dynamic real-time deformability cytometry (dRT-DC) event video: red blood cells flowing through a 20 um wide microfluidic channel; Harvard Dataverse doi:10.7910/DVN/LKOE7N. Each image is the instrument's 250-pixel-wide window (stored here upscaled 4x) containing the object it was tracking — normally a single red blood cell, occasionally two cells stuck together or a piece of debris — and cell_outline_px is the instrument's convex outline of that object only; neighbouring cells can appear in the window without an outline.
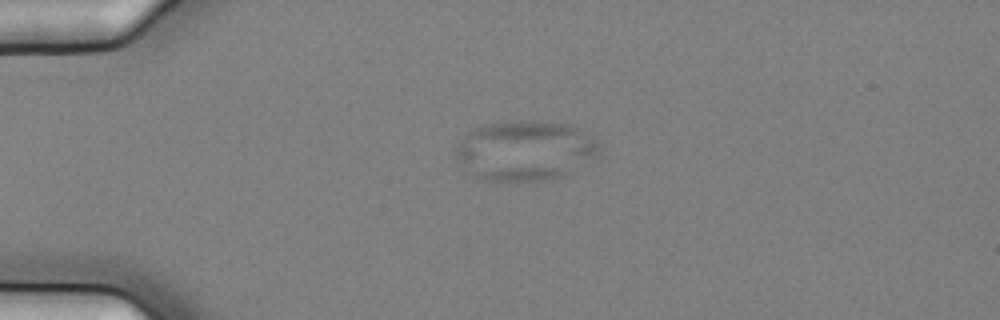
{"species": "common noctule bat (a hibernating species)", "species_latin": "Nyctalus noctula", "temperature_condition": "cold", "stored_images_in_passage": 5, "camera_frame_rate_fps": 3000, "um_per_image_px": 0.085, "animal": {"sex": "female", "body_mass_g": 25.1}, "frame": {"image": 1, "passage_image": 4, "time_ms": 1.0, "image_size_px": [1000, 320], "cell_outline_px": [[600, 152], [596, 156], [564, 176], [552, 180], [516, 184], [484, 180], [476, 176], [456, 156], [456, 144], [468, 132], [476, 128], [488, 124], [520, 120], [544, 120], [568, 124], [600, 140]], "centroid_in_image_um": [44.69, 12.82], "position_along_channel_um": 40.3, "area_um2": 50.86}}